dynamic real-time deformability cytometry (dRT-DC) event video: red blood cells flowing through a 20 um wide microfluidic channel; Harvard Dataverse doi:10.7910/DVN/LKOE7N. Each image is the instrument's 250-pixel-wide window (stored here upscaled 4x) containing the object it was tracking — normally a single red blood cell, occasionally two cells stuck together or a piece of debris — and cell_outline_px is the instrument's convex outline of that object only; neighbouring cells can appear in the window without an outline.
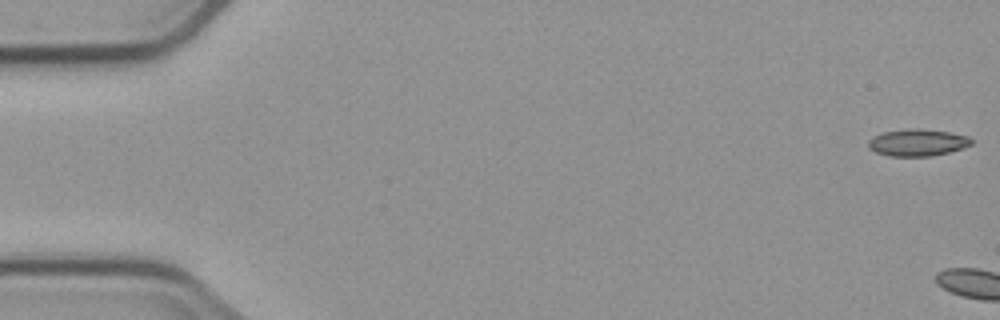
{"species": "common noctule bat (a hibernating species)", "species_latin": "Nyctalus noctula", "temperature_condition": "cold", "stored_images_in_passage": 2, "camera_frame_rate_fps": 3000, "um_per_image_px": 0.085, "animal": {"sex": "male", "body_mass_g": 23.1, "forearm_length_mm": 52.7}, "frame": {"image": 1, "passage_image": 1, "time_ms": 0.0, "image_size_px": [1000, 320], "cell_outline_px": [[972, 144], [964, 148], [932, 156], [888, 156], [876, 152], [868, 148], [868, 140], [884, 132], [908, 128], [920, 128], [948, 132], [968, 136], [972, 140]], "centroid_in_image_um": [77.99, 12.12], "position_along_channel_um": 7.0, "area_um2": 16.18}}